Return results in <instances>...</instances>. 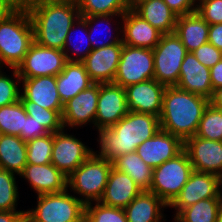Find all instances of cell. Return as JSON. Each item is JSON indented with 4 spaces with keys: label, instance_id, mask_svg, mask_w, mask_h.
I'll list each match as a JSON object with an SVG mask.
<instances>
[{
    "label": "cell",
    "instance_id": "cell-50",
    "mask_svg": "<svg viewBox=\"0 0 222 222\" xmlns=\"http://www.w3.org/2000/svg\"><path fill=\"white\" fill-rule=\"evenodd\" d=\"M16 8L26 9L28 10L30 7L47 1H54V0H12Z\"/></svg>",
    "mask_w": 222,
    "mask_h": 222
},
{
    "label": "cell",
    "instance_id": "cell-23",
    "mask_svg": "<svg viewBox=\"0 0 222 222\" xmlns=\"http://www.w3.org/2000/svg\"><path fill=\"white\" fill-rule=\"evenodd\" d=\"M141 191L128 174L112 167L104 194L99 202L124 209Z\"/></svg>",
    "mask_w": 222,
    "mask_h": 222
},
{
    "label": "cell",
    "instance_id": "cell-2",
    "mask_svg": "<svg viewBox=\"0 0 222 222\" xmlns=\"http://www.w3.org/2000/svg\"><path fill=\"white\" fill-rule=\"evenodd\" d=\"M34 42L41 46L63 50L66 36L80 17L76 0H54L38 3L28 9Z\"/></svg>",
    "mask_w": 222,
    "mask_h": 222
},
{
    "label": "cell",
    "instance_id": "cell-34",
    "mask_svg": "<svg viewBox=\"0 0 222 222\" xmlns=\"http://www.w3.org/2000/svg\"><path fill=\"white\" fill-rule=\"evenodd\" d=\"M20 100L27 115L42 124L49 133H56L64 129L62 115L58 111L45 109L34 102L27 101L22 95Z\"/></svg>",
    "mask_w": 222,
    "mask_h": 222
},
{
    "label": "cell",
    "instance_id": "cell-47",
    "mask_svg": "<svg viewBox=\"0 0 222 222\" xmlns=\"http://www.w3.org/2000/svg\"><path fill=\"white\" fill-rule=\"evenodd\" d=\"M212 89L222 86V59L210 68Z\"/></svg>",
    "mask_w": 222,
    "mask_h": 222
},
{
    "label": "cell",
    "instance_id": "cell-27",
    "mask_svg": "<svg viewBox=\"0 0 222 222\" xmlns=\"http://www.w3.org/2000/svg\"><path fill=\"white\" fill-rule=\"evenodd\" d=\"M134 11L162 34L173 33L178 15L163 0H149Z\"/></svg>",
    "mask_w": 222,
    "mask_h": 222
},
{
    "label": "cell",
    "instance_id": "cell-51",
    "mask_svg": "<svg viewBox=\"0 0 222 222\" xmlns=\"http://www.w3.org/2000/svg\"><path fill=\"white\" fill-rule=\"evenodd\" d=\"M149 0H127L129 9L134 10L139 4Z\"/></svg>",
    "mask_w": 222,
    "mask_h": 222
},
{
    "label": "cell",
    "instance_id": "cell-45",
    "mask_svg": "<svg viewBox=\"0 0 222 222\" xmlns=\"http://www.w3.org/2000/svg\"><path fill=\"white\" fill-rule=\"evenodd\" d=\"M208 42L222 51V23L209 25Z\"/></svg>",
    "mask_w": 222,
    "mask_h": 222
},
{
    "label": "cell",
    "instance_id": "cell-13",
    "mask_svg": "<svg viewBox=\"0 0 222 222\" xmlns=\"http://www.w3.org/2000/svg\"><path fill=\"white\" fill-rule=\"evenodd\" d=\"M128 113L125 89L115 83H99L95 128L111 127Z\"/></svg>",
    "mask_w": 222,
    "mask_h": 222
},
{
    "label": "cell",
    "instance_id": "cell-15",
    "mask_svg": "<svg viewBox=\"0 0 222 222\" xmlns=\"http://www.w3.org/2000/svg\"><path fill=\"white\" fill-rule=\"evenodd\" d=\"M193 170L219 175L222 171V141L192 136L184 141Z\"/></svg>",
    "mask_w": 222,
    "mask_h": 222
},
{
    "label": "cell",
    "instance_id": "cell-19",
    "mask_svg": "<svg viewBox=\"0 0 222 222\" xmlns=\"http://www.w3.org/2000/svg\"><path fill=\"white\" fill-rule=\"evenodd\" d=\"M121 19L122 42L127 46L154 49L163 35L132 9Z\"/></svg>",
    "mask_w": 222,
    "mask_h": 222
},
{
    "label": "cell",
    "instance_id": "cell-6",
    "mask_svg": "<svg viewBox=\"0 0 222 222\" xmlns=\"http://www.w3.org/2000/svg\"><path fill=\"white\" fill-rule=\"evenodd\" d=\"M69 190L37 196V205L26 211V222H85V204Z\"/></svg>",
    "mask_w": 222,
    "mask_h": 222
},
{
    "label": "cell",
    "instance_id": "cell-53",
    "mask_svg": "<svg viewBox=\"0 0 222 222\" xmlns=\"http://www.w3.org/2000/svg\"><path fill=\"white\" fill-rule=\"evenodd\" d=\"M197 1V2H196ZM205 1H208V0H193V4L194 6L197 8L199 7L202 3H204Z\"/></svg>",
    "mask_w": 222,
    "mask_h": 222
},
{
    "label": "cell",
    "instance_id": "cell-30",
    "mask_svg": "<svg viewBox=\"0 0 222 222\" xmlns=\"http://www.w3.org/2000/svg\"><path fill=\"white\" fill-rule=\"evenodd\" d=\"M222 198L199 200L193 205L182 209L173 220L175 222H216L218 208Z\"/></svg>",
    "mask_w": 222,
    "mask_h": 222
},
{
    "label": "cell",
    "instance_id": "cell-16",
    "mask_svg": "<svg viewBox=\"0 0 222 222\" xmlns=\"http://www.w3.org/2000/svg\"><path fill=\"white\" fill-rule=\"evenodd\" d=\"M99 97V83H94L89 88L64 103L62 121L64 129L83 127L92 123L95 127L97 103Z\"/></svg>",
    "mask_w": 222,
    "mask_h": 222
},
{
    "label": "cell",
    "instance_id": "cell-1",
    "mask_svg": "<svg viewBox=\"0 0 222 222\" xmlns=\"http://www.w3.org/2000/svg\"><path fill=\"white\" fill-rule=\"evenodd\" d=\"M159 129V117L128 111L116 124L98 131L100 152L95 153L113 162L121 155L135 152L139 145L152 138Z\"/></svg>",
    "mask_w": 222,
    "mask_h": 222
},
{
    "label": "cell",
    "instance_id": "cell-25",
    "mask_svg": "<svg viewBox=\"0 0 222 222\" xmlns=\"http://www.w3.org/2000/svg\"><path fill=\"white\" fill-rule=\"evenodd\" d=\"M166 207L168 205L151 191H141L124 210L128 222H163L166 216L162 212Z\"/></svg>",
    "mask_w": 222,
    "mask_h": 222
},
{
    "label": "cell",
    "instance_id": "cell-29",
    "mask_svg": "<svg viewBox=\"0 0 222 222\" xmlns=\"http://www.w3.org/2000/svg\"><path fill=\"white\" fill-rule=\"evenodd\" d=\"M113 167L128 174L142 191H149L152 183L153 169L135 152L117 157Z\"/></svg>",
    "mask_w": 222,
    "mask_h": 222
},
{
    "label": "cell",
    "instance_id": "cell-42",
    "mask_svg": "<svg viewBox=\"0 0 222 222\" xmlns=\"http://www.w3.org/2000/svg\"><path fill=\"white\" fill-rule=\"evenodd\" d=\"M192 53L201 64L209 69L222 59V51L209 42L201 45Z\"/></svg>",
    "mask_w": 222,
    "mask_h": 222
},
{
    "label": "cell",
    "instance_id": "cell-26",
    "mask_svg": "<svg viewBox=\"0 0 222 222\" xmlns=\"http://www.w3.org/2000/svg\"><path fill=\"white\" fill-rule=\"evenodd\" d=\"M174 33L187 52H193L208 42L209 24L195 11L178 16Z\"/></svg>",
    "mask_w": 222,
    "mask_h": 222
},
{
    "label": "cell",
    "instance_id": "cell-54",
    "mask_svg": "<svg viewBox=\"0 0 222 222\" xmlns=\"http://www.w3.org/2000/svg\"><path fill=\"white\" fill-rule=\"evenodd\" d=\"M219 189L222 188V171L218 175ZM222 196V195H221Z\"/></svg>",
    "mask_w": 222,
    "mask_h": 222
},
{
    "label": "cell",
    "instance_id": "cell-44",
    "mask_svg": "<svg viewBox=\"0 0 222 222\" xmlns=\"http://www.w3.org/2000/svg\"><path fill=\"white\" fill-rule=\"evenodd\" d=\"M178 16L195 12L193 0H163Z\"/></svg>",
    "mask_w": 222,
    "mask_h": 222
},
{
    "label": "cell",
    "instance_id": "cell-35",
    "mask_svg": "<svg viewBox=\"0 0 222 222\" xmlns=\"http://www.w3.org/2000/svg\"><path fill=\"white\" fill-rule=\"evenodd\" d=\"M195 136L207 140L222 141V110L209 104L201 117Z\"/></svg>",
    "mask_w": 222,
    "mask_h": 222
},
{
    "label": "cell",
    "instance_id": "cell-8",
    "mask_svg": "<svg viewBox=\"0 0 222 222\" xmlns=\"http://www.w3.org/2000/svg\"><path fill=\"white\" fill-rule=\"evenodd\" d=\"M187 53L186 47L174 32L163 34L153 49L154 79L166 86H176Z\"/></svg>",
    "mask_w": 222,
    "mask_h": 222
},
{
    "label": "cell",
    "instance_id": "cell-20",
    "mask_svg": "<svg viewBox=\"0 0 222 222\" xmlns=\"http://www.w3.org/2000/svg\"><path fill=\"white\" fill-rule=\"evenodd\" d=\"M176 87L208 100L212 96L210 69L201 64L192 52L185 55Z\"/></svg>",
    "mask_w": 222,
    "mask_h": 222
},
{
    "label": "cell",
    "instance_id": "cell-33",
    "mask_svg": "<svg viewBox=\"0 0 222 222\" xmlns=\"http://www.w3.org/2000/svg\"><path fill=\"white\" fill-rule=\"evenodd\" d=\"M80 16L123 15L128 9L127 0H76Z\"/></svg>",
    "mask_w": 222,
    "mask_h": 222
},
{
    "label": "cell",
    "instance_id": "cell-10",
    "mask_svg": "<svg viewBox=\"0 0 222 222\" xmlns=\"http://www.w3.org/2000/svg\"><path fill=\"white\" fill-rule=\"evenodd\" d=\"M66 62L63 51L33 42L23 61L17 66V71L21 79L57 76L64 69Z\"/></svg>",
    "mask_w": 222,
    "mask_h": 222
},
{
    "label": "cell",
    "instance_id": "cell-32",
    "mask_svg": "<svg viewBox=\"0 0 222 222\" xmlns=\"http://www.w3.org/2000/svg\"><path fill=\"white\" fill-rule=\"evenodd\" d=\"M26 110L21 100L0 107V134L20 136L24 130Z\"/></svg>",
    "mask_w": 222,
    "mask_h": 222
},
{
    "label": "cell",
    "instance_id": "cell-24",
    "mask_svg": "<svg viewBox=\"0 0 222 222\" xmlns=\"http://www.w3.org/2000/svg\"><path fill=\"white\" fill-rule=\"evenodd\" d=\"M56 84L60 100L64 104L89 88L94 82L88 75L83 62L67 61L64 69L56 76Z\"/></svg>",
    "mask_w": 222,
    "mask_h": 222
},
{
    "label": "cell",
    "instance_id": "cell-11",
    "mask_svg": "<svg viewBox=\"0 0 222 222\" xmlns=\"http://www.w3.org/2000/svg\"><path fill=\"white\" fill-rule=\"evenodd\" d=\"M94 150L74 135L62 131L53 133L51 163L66 177L75 171Z\"/></svg>",
    "mask_w": 222,
    "mask_h": 222
},
{
    "label": "cell",
    "instance_id": "cell-31",
    "mask_svg": "<svg viewBox=\"0 0 222 222\" xmlns=\"http://www.w3.org/2000/svg\"><path fill=\"white\" fill-rule=\"evenodd\" d=\"M75 27L81 28L84 32L81 29H78V30H80V33L81 34L84 33L87 35V37H86V35L85 36L79 35L80 36V37L78 36L79 43H78V41L75 42V39L78 38L77 36L75 37L74 40L72 39V36H71L74 33V32H72V30L74 31L76 29ZM83 43H84V47H83ZM71 45H72V47H70ZM70 50L73 54L72 53L68 54V52H70ZM62 51L65 53L67 61H76V62H82L88 56V54L92 51V45H91V42H90L89 36H88L87 23H86V20L82 16H80L73 23L72 27L68 31V34H67L66 40H65V45H64V48Z\"/></svg>",
    "mask_w": 222,
    "mask_h": 222
},
{
    "label": "cell",
    "instance_id": "cell-14",
    "mask_svg": "<svg viewBox=\"0 0 222 222\" xmlns=\"http://www.w3.org/2000/svg\"><path fill=\"white\" fill-rule=\"evenodd\" d=\"M166 87L155 79L125 87L128 111L159 117Z\"/></svg>",
    "mask_w": 222,
    "mask_h": 222
},
{
    "label": "cell",
    "instance_id": "cell-39",
    "mask_svg": "<svg viewBox=\"0 0 222 222\" xmlns=\"http://www.w3.org/2000/svg\"><path fill=\"white\" fill-rule=\"evenodd\" d=\"M18 200L19 192L15 174L0 168V211L16 210Z\"/></svg>",
    "mask_w": 222,
    "mask_h": 222
},
{
    "label": "cell",
    "instance_id": "cell-46",
    "mask_svg": "<svg viewBox=\"0 0 222 222\" xmlns=\"http://www.w3.org/2000/svg\"><path fill=\"white\" fill-rule=\"evenodd\" d=\"M26 211L14 210V211H0V222H26Z\"/></svg>",
    "mask_w": 222,
    "mask_h": 222
},
{
    "label": "cell",
    "instance_id": "cell-49",
    "mask_svg": "<svg viewBox=\"0 0 222 222\" xmlns=\"http://www.w3.org/2000/svg\"><path fill=\"white\" fill-rule=\"evenodd\" d=\"M209 104L219 110H222V86L214 89Z\"/></svg>",
    "mask_w": 222,
    "mask_h": 222
},
{
    "label": "cell",
    "instance_id": "cell-52",
    "mask_svg": "<svg viewBox=\"0 0 222 222\" xmlns=\"http://www.w3.org/2000/svg\"><path fill=\"white\" fill-rule=\"evenodd\" d=\"M216 222H222V201L218 208V214H217V221Z\"/></svg>",
    "mask_w": 222,
    "mask_h": 222
},
{
    "label": "cell",
    "instance_id": "cell-37",
    "mask_svg": "<svg viewBox=\"0 0 222 222\" xmlns=\"http://www.w3.org/2000/svg\"><path fill=\"white\" fill-rule=\"evenodd\" d=\"M85 222H128L125 210L101 202L86 204Z\"/></svg>",
    "mask_w": 222,
    "mask_h": 222
},
{
    "label": "cell",
    "instance_id": "cell-18",
    "mask_svg": "<svg viewBox=\"0 0 222 222\" xmlns=\"http://www.w3.org/2000/svg\"><path fill=\"white\" fill-rule=\"evenodd\" d=\"M123 42L92 49L82 61L94 83H113L121 58Z\"/></svg>",
    "mask_w": 222,
    "mask_h": 222
},
{
    "label": "cell",
    "instance_id": "cell-7",
    "mask_svg": "<svg viewBox=\"0 0 222 222\" xmlns=\"http://www.w3.org/2000/svg\"><path fill=\"white\" fill-rule=\"evenodd\" d=\"M192 171L189 156L183 150L176 157L153 169L149 191L169 205L181 192Z\"/></svg>",
    "mask_w": 222,
    "mask_h": 222
},
{
    "label": "cell",
    "instance_id": "cell-17",
    "mask_svg": "<svg viewBox=\"0 0 222 222\" xmlns=\"http://www.w3.org/2000/svg\"><path fill=\"white\" fill-rule=\"evenodd\" d=\"M184 150V141L159 129L157 133L136 148V153L152 169L157 168Z\"/></svg>",
    "mask_w": 222,
    "mask_h": 222
},
{
    "label": "cell",
    "instance_id": "cell-4",
    "mask_svg": "<svg viewBox=\"0 0 222 222\" xmlns=\"http://www.w3.org/2000/svg\"><path fill=\"white\" fill-rule=\"evenodd\" d=\"M33 42V26L28 10L17 8L0 22V67L17 68Z\"/></svg>",
    "mask_w": 222,
    "mask_h": 222
},
{
    "label": "cell",
    "instance_id": "cell-3",
    "mask_svg": "<svg viewBox=\"0 0 222 222\" xmlns=\"http://www.w3.org/2000/svg\"><path fill=\"white\" fill-rule=\"evenodd\" d=\"M208 105L209 100L203 96L167 86L159 116L160 129L185 141L196 134Z\"/></svg>",
    "mask_w": 222,
    "mask_h": 222
},
{
    "label": "cell",
    "instance_id": "cell-41",
    "mask_svg": "<svg viewBox=\"0 0 222 222\" xmlns=\"http://www.w3.org/2000/svg\"><path fill=\"white\" fill-rule=\"evenodd\" d=\"M196 11L209 25L222 23V0L205 1Z\"/></svg>",
    "mask_w": 222,
    "mask_h": 222
},
{
    "label": "cell",
    "instance_id": "cell-5",
    "mask_svg": "<svg viewBox=\"0 0 222 222\" xmlns=\"http://www.w3.org/2000/svg\"><path fill=\"white\" fill-rule=\"evenodd\" d=\"M113 164L95 151L67 177V188L85 205L100 201ZM81 197V198H80Z\"/></svg>",
    "mask_w": 222,
    "mask_h": 222
},
{
    "label": "cell",
    "instance_id": "cell-12",
    "mask_svg": "<svg viewBox=\"0 0 222 222\" xmlns=\"http://www.w3.org/2000/svg\"><path fill=\"white\" fill-rule=\"evenodd\" d=\"M219 189L218 176L193 170L181 192L168 205L175 209V216L184 208L195 204L199 200L208 198H222Z\"/></svg>",
    "mask_w": 222,
    "mask_h": 222
},
{
    "label": "cell",
    "instance_id": "cell-22",
    "mask_svg": "<svg viewBox=\"0 0 222 222\" xmlns=\"http://www.w3.org/2000/svg\"><path fill=\"white\" fill-rule=\"evenodd\" d=\"M38 195L58 193L67 188V177L52 163L44 165L27 164L21 174Z\"/></svg>",
    "mask_w": 222,
    "mask_h": 222
},
{
    "label": "cell",
    "instance_id": "cell-40",
    "mask_svg": "<svg viewBox=\"0 0 222 222\" xmlns=\"http://www.w3.org/2000/svg\"><path fill=\"white\" fill-rule=\"evenodd\" d=\"M0 67V107L10 105L18 102L21 96V88L19 89L18 83L21 84V77L18 74L17 68H10L13 70L11 77L2 72Z\"/></svg>",
    "mask_w": 222,
    "mask_h": 222
},
{
    "label": "cell",
    "instance_id": "cell-36",
    "mask_svg": "<svg viewBox=\"0 0 222 222\" xmlns=\"http://www.w3.org/2000/svg\"><path fill=\"white\" fill-rule=\"evenodd\" d=\"M26 146L27 164L44 165L51 163L53 133L28 140Z\"/></svg>",
    "mask_w": 222,
    "mask_h": 222
},
{
    "label": "cell",
    "instance_id": "cell-28",
    "mask_svg": "<svg viewBox=\"0 0 222 222\" xmlns=\"http://www.w3.org/2000/svg\"><path fill=\"white\" fill-rule=\"evenodd\" d=\"M26 165V141L19 136L0 134V168L20 175Z\"/></svg>",
    "mask_w": 222,
    "mask_h": 222
},
{
    "label": "cell",
    "instance_id": "cell-43",
    "mask_svg": "<svg viewBox=\"0 0 222 222\" xmlns=\"http://www.w3.org/2000/svg\"><path fill=\"white\" fill-rule=\"evenodd\" d=\"M47 134H49V132L44 126H42V124H39L36 120H34L33 117L27 115L24 124V130H21L19 137L27 142L28 140Z\"/></svg>",
    "mask_w": 222,
    "mask_h": 222
},
{
    "label": "cell",
    "instance_id": "cell-38",
    "mask_svg": "<svg viewBox=\"0 0 222 222\" xmlns=\"http://www.w3.org/2000/svg\"><path fill=\"white\" fill-rule=\"evenodd\" d=\"M116 16L118 18L119 17L122 18L123 15L82 16L86 20V23H87L88 36H89V40H90L91 45H92V49H98V48H102V47H105V46H110V45L118 44V43L122 42V36H121L122 35V30H121L122 29V27H121L122 22H118V24H116V25L120 24V28H119V26H117L114 30V32H117V30L119 29L121 34L118 31L117 34H113L114 36L110 35L109 37H112V38H110V40L108 38H105V39H107V41L104 40V42L103 41L101 42V41H99L101 38L99 40H97V37L94 38V35H93V33L96 34V30H97L98 26L101 25L103 23V21L106 22V24H108V26H109V21H111L114 17L117 18ZM95 23L97 24L96 26L94 25ZM98 23H99V25H98ZM108 32H110V30H108ZM119 35L121 36V38L119 37Z\"/></svg>",
    "mask_w": 222,
    "mask_h": 222
},
{
    "label": "cell",
    "instance_id": "cell-9",
    "mask_svg": "<svg viewBox=\"0 0 222 222\" xmlns=\"http://www.w3.org/2000/svg\"><path fill=\"white\" fill-rule=\"evenodd\" d=\"M154 79L153 49L123 45L113 83L125 88Z\"/></svg>",
    "mask_w": 222,
    "mask_h": 222
},
{
    "label": "cell",
    "instance_id": "cell-48",
    "mask_svg": "<svg viewBox=\"0 0 222 222\" xmlns=\"http://www.w3.org/2000/svg\"><path fill=\"white\" fill-rule=\"evenodd\" d=\"M16 9L12 0H0V22L4 21Z\"/></svg>",
    "mask_w": 222,
    "mask_h": 222
},
{
    "label": "cell",
    "instance_id": "cell-21",
    "mask_svg": "<svg viewBox=\"0 0 222 222\" xmlns=\"http://www.w3.org/2000/svg\"><path fill=\"white\" fill-rule=\"evenodd\" d=\"M21 82L23 87L21 95L27 101L45 109L56 110L62 115L64 104L58 94L56 76L25 78L21 79Z\"/></svg>",
    "mask_w": 222,
    "mask_h": 222
}]
</instances>
